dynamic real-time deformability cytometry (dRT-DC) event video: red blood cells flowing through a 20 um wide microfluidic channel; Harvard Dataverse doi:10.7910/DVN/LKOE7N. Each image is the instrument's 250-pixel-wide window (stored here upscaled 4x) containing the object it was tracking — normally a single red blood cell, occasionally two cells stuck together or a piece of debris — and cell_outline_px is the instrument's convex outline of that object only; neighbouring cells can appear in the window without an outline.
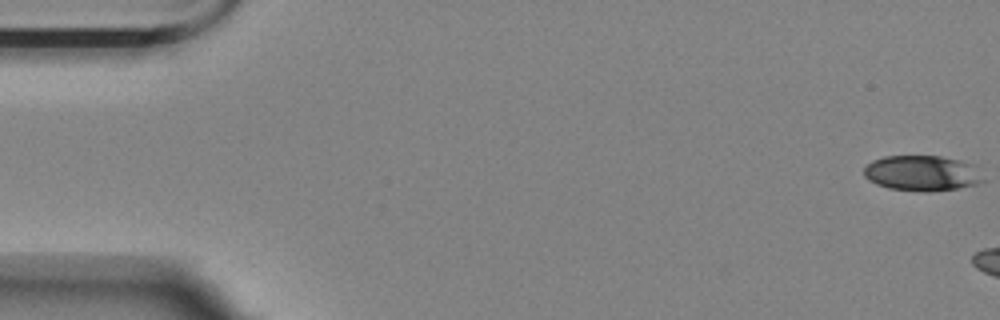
{"species": "Egyptian fruit bat (a non-hibernating species)", "species_latin": "Rousettus aegyptiacus", "temperature_condition": "room temperature", "stored_images_in_passage": 7, "camera_frame_rate_fps": 3000, "um_per_image_px": 0.085, "animal": {"sex": "female"}, "frame": {"image": 1, "passage_image": 1, "time_ms": 0.0, "image_size_px": [1000, 320], "cell_outline_px": [[984, 180], [976, 184], [956, 188], [928, 192], [888, 188], [876, 184], [868, 180], [864, 176], [864, 168], [872, 160], [884, 156], [940, 156], [956, 160], [968, 164]], "centroid_in_image_um": [78.26, 14.73], "position_along_channel_um": 6.7, "area_um2": 24.04}}